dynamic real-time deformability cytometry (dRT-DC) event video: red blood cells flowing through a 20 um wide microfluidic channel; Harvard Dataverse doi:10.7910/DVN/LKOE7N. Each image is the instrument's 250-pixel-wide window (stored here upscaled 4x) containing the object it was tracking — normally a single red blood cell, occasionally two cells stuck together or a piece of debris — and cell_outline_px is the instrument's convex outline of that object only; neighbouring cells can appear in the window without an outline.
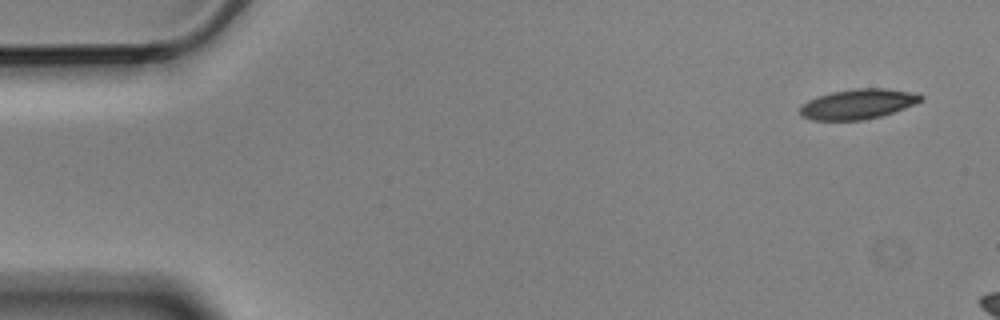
{"species": "Egyptian fruit bat (a non-hibernating species)", "species_latin": "Rousettus aegyptiacus", "temperature_condition": "cold", "stored_images_in_passage": 3, "camera_frame_rate_fps": 3000, "um_per_image_px": 0.085, "animal": {"sex": "male"}, "frame": {"image": 1, "passage_image": 1, "time_ms": 0.0, "image_size_px": [1000, 320], "cell_outline_px": [[924, 100], [916, 104], [880, 116], [864, 120], [812, 120], [800, 116], [800, 108], [808, 100], [832, 92], [856, 88], [884, 88], [908, 92], [924, 96]], "centroid_in_image_um": [72.92, 8.85], "position_along_channel_um": 12.1, "area_um2": 20.92}}